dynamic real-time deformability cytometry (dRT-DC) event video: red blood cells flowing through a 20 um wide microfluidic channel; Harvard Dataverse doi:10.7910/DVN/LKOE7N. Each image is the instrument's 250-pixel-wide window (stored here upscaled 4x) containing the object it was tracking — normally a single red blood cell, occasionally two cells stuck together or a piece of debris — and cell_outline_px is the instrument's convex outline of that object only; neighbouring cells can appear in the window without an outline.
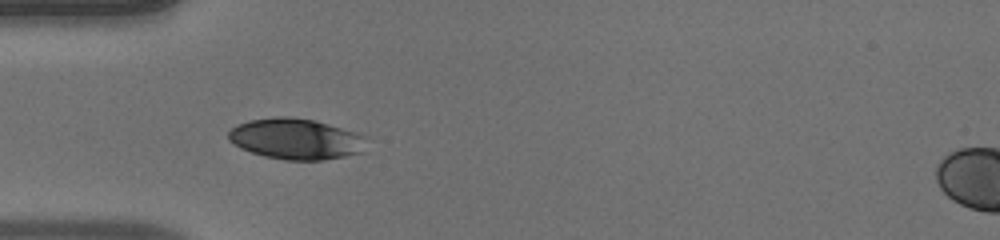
{"species": "human", "species_latin": "Homo sapiens", "temperature_condition": "warm", "stored_images_in_passage": 37, "camera_frame_rate_fps": 3000, "um_per_image_px": 0.085, "donor": {"sex": "male"}, "frame": {"image": 1, "passage_image": 1, "time_ms": 0.0, "image_size_px": [1000, 240], "cell_outline_px": [[364, 136], [360, 152], [344, 156], [320, 160], [284, 160], [264, 156], [240, 148], [228, 140], [228, 132], [236, 124], [248, 120], [276, 116], [288, 116], [316, 120]], "centroid_in_image_um": [25.04, 11.79], "position_along_channel_um": 60.0, "area_um2": 32.48}}
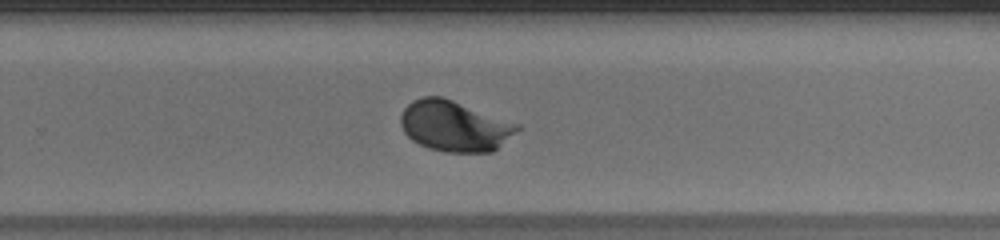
{"frame": {"image": 2, "passage_image": 19, "time_ms": 6.0, "image_size_px": [1000, 240], "cell_outline_px": [[524, 128], [492, 152], [444, 152], [428, 148], [412, 140], [404, 132], [400, 124], [400, 116], [404, 108], [412, 100], [424, 96], [440, 96], [452, 100], [520, 124]], "centroid_in_image_um": [38.66, 10.72], "position_along_channel_um": 291.1, "area_um2": 34.62}}
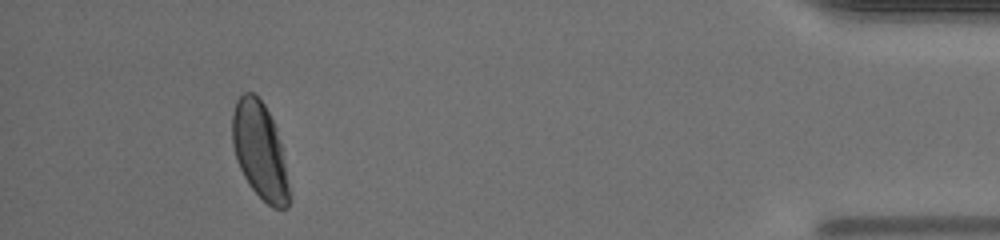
{"frame": {"image": 3, "passage_image": 33, "time_ms": 10.667, "image_size_px": [1000, 240], "cell_outline_px": [[288, 208], [272, 208], [248, 184], [236, 160], [232, 144], [232, 112], [236, 100], [244, 92], [252, 92], [264, 104], [276, 128], [284, 148], [288, 184]], "centroid_in_image_um": [22.08, 12.79], "position_along_channel_um": 413.1, "area_um2": 32.08}, "authors_computed_cell_mechanics": {"area_um2": 33.0038, "velocity_mm_per_s": 3.9079, "shape_relaxation_time_tau1_ms": 2.1745, "shape_relaxation_time_tau2_ms": null, "deformation_change_tau1": 0.1259, "deformation_change_tau2": null}}